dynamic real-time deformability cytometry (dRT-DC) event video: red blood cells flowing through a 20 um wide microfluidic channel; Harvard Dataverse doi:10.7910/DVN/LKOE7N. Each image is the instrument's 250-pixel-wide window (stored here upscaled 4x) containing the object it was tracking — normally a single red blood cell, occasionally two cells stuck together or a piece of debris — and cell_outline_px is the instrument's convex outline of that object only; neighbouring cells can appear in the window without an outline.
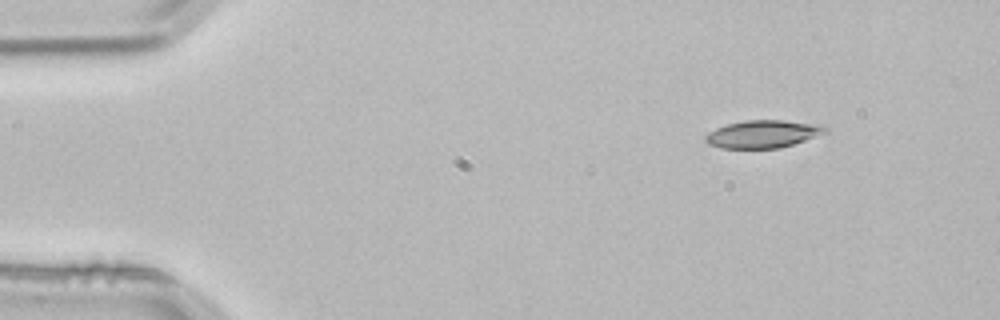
{"species": "common noctule bat (a hibernating species)", "species_latin": "Nyctalus noctula", "temperature_condition": "room temperature", "stored_images_in_passage": 4, "camera_frame_rate_fps": 3000, "um_per_image_px": 0.085, "animal": {"sex": "male", "body_mass_g": 21.5, "forearm_length_mm": 52.0}, "frame": {"image": 1, "passage_image": 1, "time_ms": 0.0, "image_size_px": [1000, 320], "cell_outline_px": [[828, 132], [780, 148], [720, 148], [708, 144], [704, 140], [704, 136], [708, 132], [716, 128], [728, 124], [744, 120], [784, 120], [824, 124], [828, 128]], "centroid_in_image_um": [64.86, 11.38], "position_along_channel_um": 20.1, "area_um2": 19.48}}
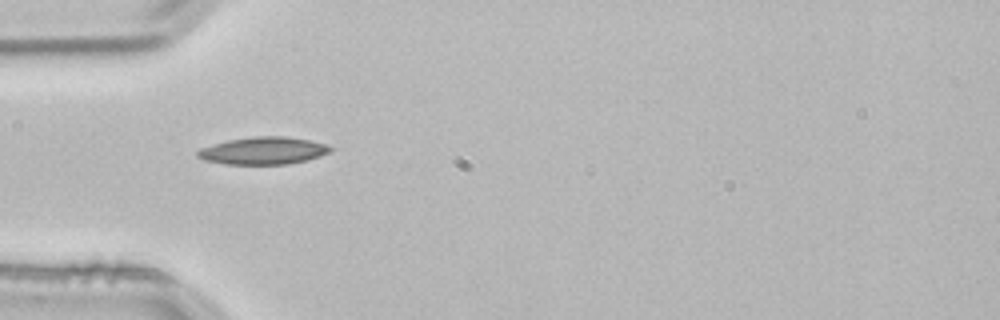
{"frame": {"image": 2, "passage_image": 3, "time_ms": 0.667, "image_size_px": [1000, 320], "cell_outline_px": [[332, 152], [308, 160], [288, 164], [228, 164], [204, 160], [196, 156], [196, 152], [200, 148], [228, 140], [252, 136], [284, 136], [308, 140], [324, 144], [332, 148]], "centroid_in_image_um": [22.38, 12.81], "position_along_channel_um": 62.6, "area_um2": 21.15}}